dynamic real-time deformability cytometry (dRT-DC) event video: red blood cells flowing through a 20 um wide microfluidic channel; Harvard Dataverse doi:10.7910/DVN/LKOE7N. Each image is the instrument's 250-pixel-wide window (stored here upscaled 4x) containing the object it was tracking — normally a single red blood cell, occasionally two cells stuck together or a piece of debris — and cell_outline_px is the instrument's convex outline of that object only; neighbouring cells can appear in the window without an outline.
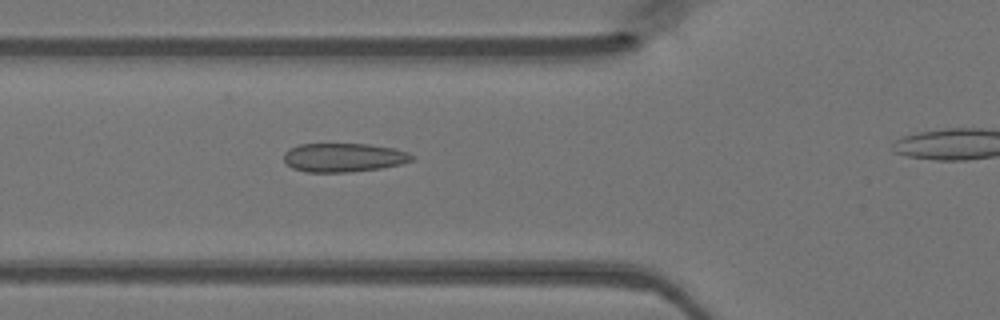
{"species": "Egyptian fruit bat (a non-hibernating species)", "species_latin": "Rousettus aegyptiacus", "temperature_condition": "warm", "stored_images_in_passage": 30, "camera_frame_rate_fps": 3000, "um_per_image_px": 0.085, "animal": {"sex": "female"}, "frame": {"image": 1, "passage_image": 8, "time_ms": 2.333, "image_size_px": [1000, 320], "cell_outline_px": [[416, 156], [412, 160], [400, 164], [380, 168], [348, 172], [308, 172], [292, 168], [284, 160], [284, 152], [300, 144], [368, 144], [396, 148], [408, 152]], "centroid_in_image_um": [29.24, 13.38], "position_along_channel_um": 96.6, "area_um2": 21.44}}
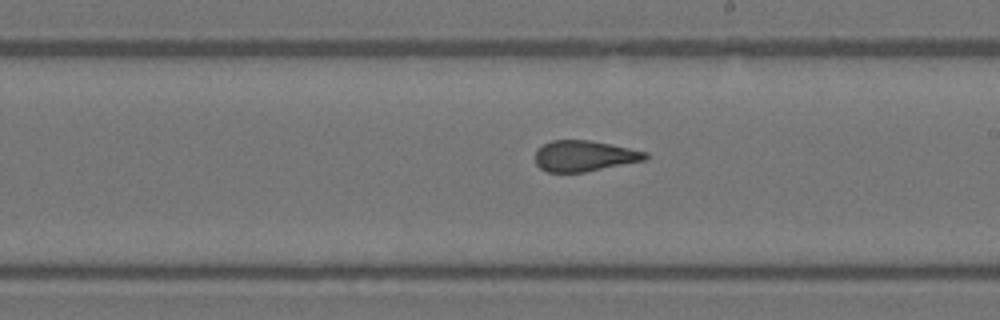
{"frame": {"image": 2, "passage_image": 18, "time_ms": 5.667, "image_size_px": [1000, 320], "cell_outline_px": [[648, 160], [584, 172], [548, 172], [540, 168], [536, 164], [536, 152], [544, 144], [552, 140], [588, 140], [648, 152]], "centroid_in_image_um": [49.69, 13.26], "position_along_channel_um": 239.3, "area_um2": 19.65}}
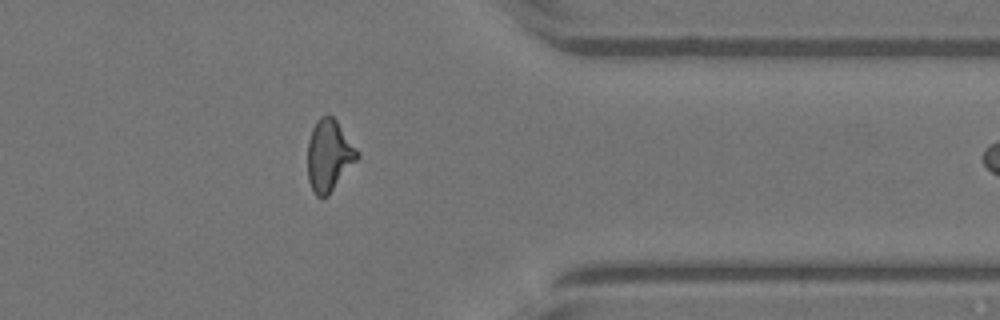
{"frame": {"image": 3, "passage_image": 29, "time_ms": 9.333, "image_size_px": [1000, 320], "cell_outline_px": [[360, 156], [328, 196], [316, 196], [308, 180], [308, 140], [312, 128], [316, 120], [320, 116], [332, 116], [336, 120], [360, 152]], "centroid_in_image_um": [27.97, 13.2], "position_along_channel_um": 383.4, "area_um2": 20.63}}